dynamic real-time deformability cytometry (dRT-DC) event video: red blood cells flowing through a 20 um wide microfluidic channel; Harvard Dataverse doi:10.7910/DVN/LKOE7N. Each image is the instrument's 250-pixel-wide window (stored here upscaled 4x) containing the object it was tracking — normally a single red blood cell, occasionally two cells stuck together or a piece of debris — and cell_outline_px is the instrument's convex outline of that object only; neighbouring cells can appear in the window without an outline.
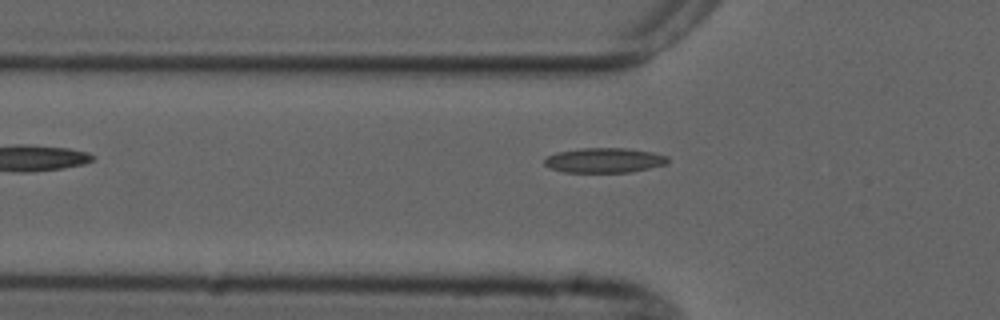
{"species": "common noctule bat (a hibernating species)", "species_latin": "Nyctalus noctula", "temperature_condition": "cold", "stored_images_in_passage": 5, "camera_frame_rate_fps": 3000, "um_per_image_px": 0.085, "animal": {"sex": "male", "forearm_length_mm": 52.5}, "frame": {"image": 1, "passage_image": 4, "time_ms": 3.667, "image_size_px": [1000, 320], "cell_outline_px": [[668, 164], [628, 172], [564, 172], [552, 168], [544, 164], [544, 160], [548, 156], [556, 152], [580, 148], [624, 148], [652, 152], [668, 156]], "centroid_in_image_um": [51.37, 13.62], "position_along_channel_um": 74.4, "area_um2": 17.74}}
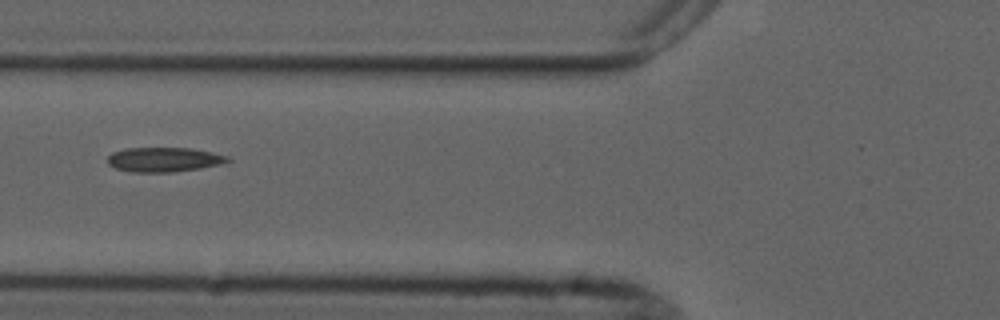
{"frame": {"image": 2, "passage_image": 5, "time_ms": 4.667, "image_size_px": [1000, 320], "cell_outline_px": [[232, 160], [228, 164], [172, 172], [132, 172], [116, 168], [108, 164], [108, 156], [112, 152], [124, 148], [192, 148], [212, 152], [228, 156]], "centroid_in_image_um": [14.0, 13.56], "position_along_channel_um": 111.8, "area_um2": 17.4}}